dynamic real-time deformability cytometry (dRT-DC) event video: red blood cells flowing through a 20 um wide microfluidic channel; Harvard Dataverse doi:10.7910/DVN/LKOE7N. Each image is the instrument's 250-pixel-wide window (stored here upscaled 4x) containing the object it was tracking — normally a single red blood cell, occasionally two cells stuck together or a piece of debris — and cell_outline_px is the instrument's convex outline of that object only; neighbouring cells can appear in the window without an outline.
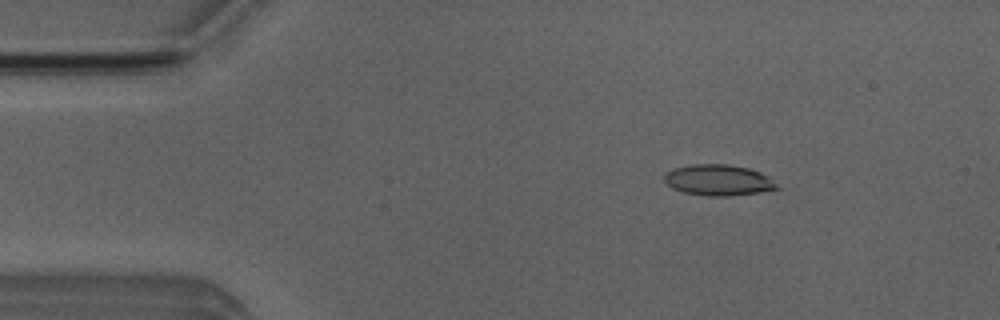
{"species": "Egyptian fruit bat (a non-hibernating species)", "species_latin": "Rousettus aegyptiacus", "temperature_condition": "room temperature", "stored_images_in_passage": 52, "camera_frame_rate_fps": 3000, "um_per_image_px": 0.085, "animal": {"sex": "male"}, "frame": {"image": 1, "passage_image": 7, "time_ms": 2.0, "image_size_px": [1000, 320], "cell_outline_px": [[780, 188], [760, 192], [728, 196], [708, 196], [684, 192], [672, 188], [664, 180], [664, 176], [668, 172], [676, 168], [692, 164], [728, 164], [748, 168], [760, 172], [768, 176]], "centroid_in_image_um": [61.07, 15.31], "position_along_channel_um": 23.9, "area_um2": 20.11}}
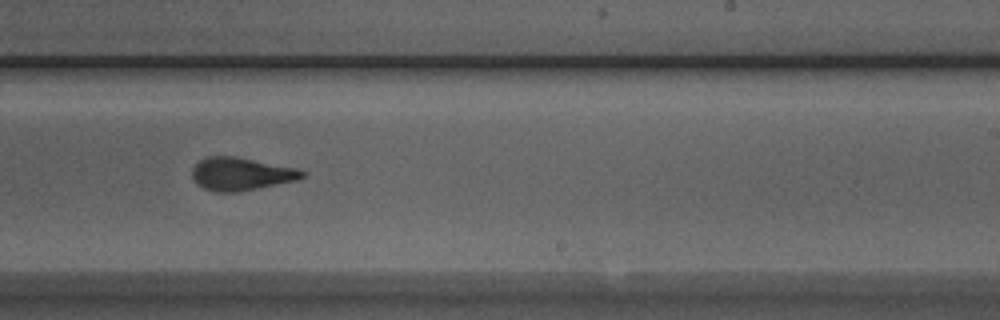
{"frame": {"image": 2, "passage_image": 31, "time_ms": 10.0, "image_size_px": [1000, 320], "cell_outline_px": [[308, 172], [304, 176], [296, 180], [240, 192], [216, 192], [204, 188], [196, 184], [192, 180], [192, 168], [200, 160], [208, 156], [232, 156], [296, 168]], "centroid_in_image_um": [20.46, 14.79], "position_along_channel_um": 268.5, "area_um2": 21.04}}
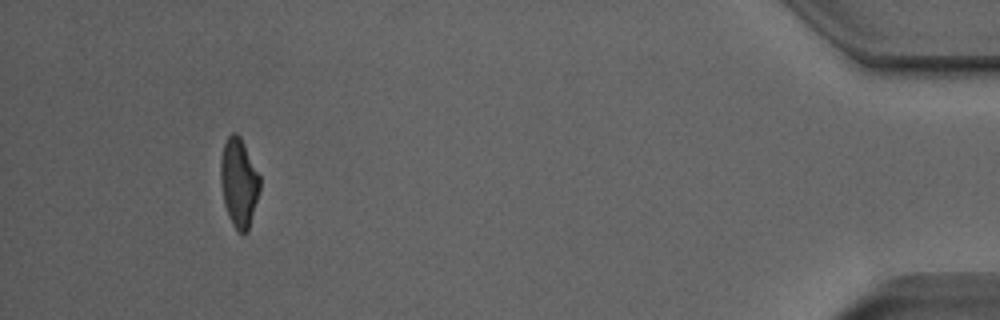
{"frame": {"image": 3, "passage_image": 48, "time_ms": 15.667, "image_size_px": [1000, 320], "cell_outline_px": [[260, 188], [248, 232], [244, 236], [232, 224], [228, 216], [224, 204], [220, 184], [220, 160], [224, 144], [228, 136], [232, 132], [236, 132], [240, 136], [260, 176]], "centroid_in_image_um": [20.29, 15.53], "position_along_channel_um": 414.9, "area_um2": 20.4}, "authors_computed_cell_mechanics": {"area_um2": 20.808, "velocity_mm_per_s": 3.8823, "shape_relaxation_time_tau1_ms": 3.8641, "shape_relaxation_time_tau2_ms": 1.1434, "deformation_change_tau1": 0.1924, "deformation_change_tau2": 0.0994}}